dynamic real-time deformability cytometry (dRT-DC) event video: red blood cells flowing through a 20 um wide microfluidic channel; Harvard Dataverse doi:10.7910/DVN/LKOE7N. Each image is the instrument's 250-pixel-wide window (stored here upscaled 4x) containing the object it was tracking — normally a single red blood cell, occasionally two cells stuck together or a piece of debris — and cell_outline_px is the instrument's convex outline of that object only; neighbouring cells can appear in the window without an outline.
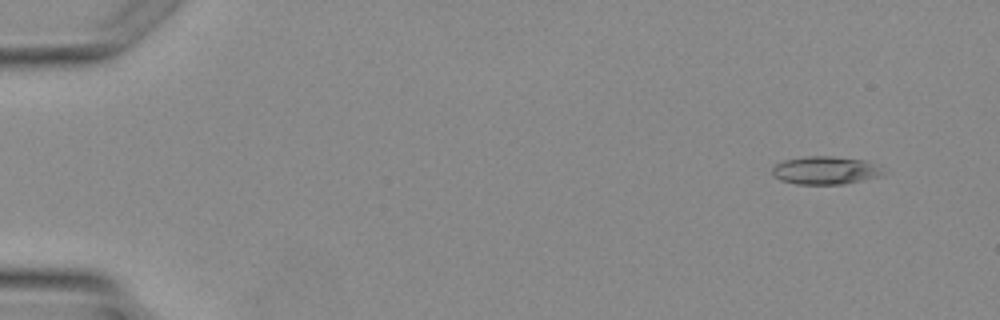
{"species": "Egyptian fruit bat (a non-hibernating species)", "species_latin": "Rousettus aegyptiacus", "temperature_condition": "warm", "stored_images_in_passage": 5, "camera_frame_rate_fps": 3000, "um_per_image_px": 0.085, "animal": {"sex": "female"}, "frame": {"image": 1, "passage_image": 2, "time_ms": 1.0, "image_size_px": [1000, 320], "cell_outline_px": [[892, 172], [884, 176], [844, 184], [796, 184], [780, 180], [772, 176], [772, 168], [776, 164], [784, 160], [804, 156], [832, 156], [864, 160]], "centroid_in_image_um": [70.22, 14.49], "position_along_channel_um": 14.8, "area_um2": 18.55}}
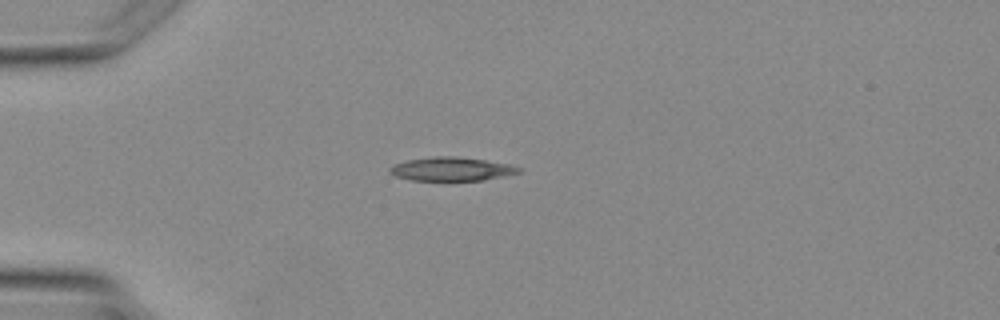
{"frame": {"image": 2, "passage_image": 4, "time_ms": 3.667, "image_size_px": [1000, 320], "cell_outline_px": [[524, 172], [484, 180], [408, 180], [396, 176], [388, 172], [388, 168], [392, 164], [408, 160], [436, 156], [456, 156], [484, 160], [508, 164], [524, 168]], "centroid_in_image_um": [38.39, 14.37], "position_along_channel_um": 46.6, "area_um2": 17.92}}